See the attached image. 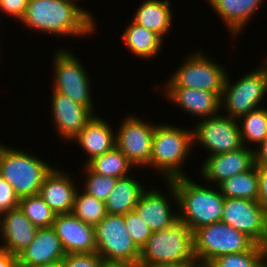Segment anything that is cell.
I'll list each match as a JSON object with an SVG mask.
<instances>
[{
	"mask_svg": "<svg viewBox=\"0 0 267 267\" xmlns=\"http://www.w3.org/2000/svg\"><path fill=\"white\" fill-rule=\"evenodd\" d=\"M90 11L73 0H28L20 20L27 28L61 37H84L95 33L97 24Z\"/></svg>",
	"mask_w": 267,
	"mask_h": 267,
	"instance_id": "cell-1",
	"label": "cell"
},
{
	"mask_svg": "<svg viewBox=\"0 0 267 267\" xmlns=\"http://www.w3.org/2000/svg\"><path fill=\"white\" fill-rule=\"evenodd\" d=\"M175 186L179 208L178 218L185 222L192 232L198 228L221 222L225 197L217 186L215 189L202 186L191 178L171 180Z\"/></svg>",
	"mask_w": 267,
	"mask_h": 267,
	"instance_id": "cell-2",
	"label": "cell"
},
{
	"mask_svg": "<svg viewBox=\"0 0 267 267\" xmlns=\"http://www.w3.org/2000/svg\"><path fill=\"white\" fill-rule=\"evenodd\" d=\"M192 146L194 147L190 129L176 127L173 124H157L148 166L161 173L165 183L176 178L187 177L182 166L193 151Z\"/></svg>",
	"mask_w": 267,
	"mask_h": 267,
	"instance_id": "cell-3",
	"label": "cell"
},
{
	"mask_svg": "<svg viewBox=\"0 0 267 267\" xmlns=\"http://www.w3.org/2000/svg\"><path fill=\"white\" fill-rule=\"evenodd\" d=\"M155 263L197 266L193 232L185 222L178 219L167 229L152 232L146 245L141 249L138 265Z\"/></svg>",
	"mask_w": 267,
	"mask_h": 267,
	"instance_id": "cell-4",
	"label": "cell"
},
{
	"mask_svg": "<svg viewBox=\"0 0 267 267\" xmlns=\"http://www.w3.org/2000/svg\"><path fill=\"white\" fill-rule=\"evenodd\" d=\"M52 168L34 154L2 144L0 176L19 198L39 194L44 178Z\"/></svg>",
	"mask_w": 267,
	"mask_h": 267,
	"instance_id": "cell-5",
	"label": "cell"
},
{
	"mask_svg": "<svg viewBox=\"0 0 267 267\" xmlns=\"http://www.w3.org/2000/svg\"><path fill=\"white\" fill-rule=\"evenodd\" d=\"M194 255L198 267L215 258L249 251L256 243L246 234L223 222L202 226L193 232Z\"/></svg>",
	"mask_w": 267,
	"mask_h": 267,
	"instance_id": "cell-6",
	"label": "cell"
},
{
	"mask_svg": "<svg viewBox=\"0 0 267 267\" xmlns=\"http://www.w3.org/2000/svg\"><path fill=\"white\" fill-rule=\"evenodd\" d=\"M96 253L105 263L138 266L141 250L125 225V215L106 214L95 226Z\"/></svg>",
	"mask_w": 267,
	"mask_h": 267,
	"instance_id": "cell-7",
	"label": "cell"
},
{
	"mask_svg": "<svg viewBox=\"0 0 267 267\" xmlns=\"http://www.w3.org/2000/svg\"><path fill=\"white\" fill-rule=\"evenodd\" d=\"M266 62V63H265ZM231 84L229 74L221 96V110L226 116L238 120L257 108L267 94V61ZM262 67V68H261ZM223 107V108H222Z\"/></svg>",
	"mask_w": 267,
	"mask_h": 267,
	"instance_id": "cell-8",
	"label": "cell"
},
{
	"mask_svg": "<svg viewBox=\"0 0 267 267\" xmlns=\"http://www.w3.org/2000/svg\"><path fill=\"white\" fill-rule=\"evenodd\" d=\"M179 68L169 76L165 87H186L204 90L222 96L227 78V70L219 62L204 56L203 52L195 51L187 56Z\"/></svg>",
	"mask_w": 267,
	"mask_h": 267,
	"instance_id": "cell-9",
	"label": "cell"
},
{
	"mask_svg": "<svg viewBox=\"0 0 267 267\" xmlns=\"http://www.w3.org/2000/svg\"><path fill=\"white\" fill-rule=\"evenodd\" d=\"M53 57V91H57L67 97L73 102L88 107L94 114V103L91 98V81L86 73V69L68 49H61L55 51Z\"/></svg>",
	"mask_w": 267,
	"mask_h": 267,
	"instance_id": "cell-10",
	"label": "cell"
},
{
	"mask_svg": "<svg viewBox=\"0 0 267 267\" xmlns=\"http://www.w3.org/2000/svg\"><path fill=\"white\" fill-rule=\"evenodd\" d=\"M226 115L199 119L192 128L193 144L197 141L210 155L232 152L244 147L239 123Z\"/></svg>",
	"mask_w": 267,
	"mask_h": 267,
	"instance_id": "cell-11",
	"label": "cell"
},
{
	"mask_svg": "<svg viewBox=\"0 0 267 267\" xmlns=\"http://www.w3.org/2000/svg\"><path fill=\"white\" fill-rule=\"evenodd\" d=\"M221 222L246 234L256 244L267 247V213L258 201L225 198Z\"/></svg>",
	"mask_w": 267,
	"mask_h": 267,
	"instance_id": "cell-12",
	"label": "cell"
},
{
	"mask_svg": "<svg viewBox=\"0 0 267 267\" xmlns=\"http://www.w3.org/2000/svg\"><path fill=\"white\" fill-rule=\"evenodd\" d=\"M156 124L138 118H124L116 132V147L135 167H148L152 155L153 134Z\"/></svg>",
	"mask_w": 267,
	"mask_h": 267,
	"instance_id": "cell-13",
	"label": "cell"
},
{
	"mask_svg": "<svg viewBox=\"0 0 267 267\" xmlns=\"http://www.w3.org/2000/svg\"><path fill=\"white\" fill-rule=\"evenodd\" d=\"M167 186H169L170 198L160 190L157 191L158 189H146L134 209L152 232L167 229L179 219L178 213L171 211L173 206L169 201L172 198L173 202L177 203L175 186L171 181H167Z\"/></svg>",
	"mask_w": 267,
	"mask_h": 267,
	"instance_id": "cell-14",
	"label": "cell"
},
{
	"mask_svg": "<svg viewBox=\"0 0 267 267\" xmlns=\"http://www.w3.org/2000/svg\"><path fill=\"white\" fill-rule=\"evenodd\" d=\"M248 147L208 156L200 167L201 176L206 182L218 186L224 180L252 169L255 166V150Z\"/></svg>",
	"mask_w": 267,
	"mask_h": 267,
	"instance_id": "cell-15",
	"label": "cell"
},
{
	"mask_svg": "<svg viewBox=\"0 0 267 267\" xmlns=\"http://www.w3.org/2000/svg\"><path fill=\"white\" fill-rule=\"evenodd\" d=\"M52 228L66 254L96 252L95 227L72 213L56 214Z\"/></svg>",
	"mask_w": 267,
	"mask_h": 267,
	"instance_id": "cell-16",
	"label": "cell"
},
{
	"mask_svg": "<svg viewBox=\"0 0 267 267\" xmlns=\"http://www.w3.org/2000/svg\"><path fill=\"white\" fill-rule=\"evenodd\" d=\"M51 98L54 129L62 139L72 141L95 114L57 91H52Z\"/></svg>",
	"mask_w": 267,
	"mask_h": 267,
	"instance_id": "cell-17",
	"label": "cell"
},
{
	"mask_svg": "<svg viewBox=\"0 0 267 267\" xmlns=\"http://www.w3.org/2000/svg\"><path fill=\"white\" fill-rule=\"evenodd\" d=\"M159 90L169 102L192 116L204 119L221 111V97L216 93L186 87H161Z\"/></svg>",
	"mask_w": 267,
	"mask_h": 267,
	"instance_id": "cell-18",
	"label": "cell"
},
{
	"mask_svg": "<svg viewBox=\"0 0 267 267\" xmlns=\"http://www.w3.org/2000/svg\"><path fill=\"white\" fill-rule=\"evenodd\" d=\"M38 229L19 207L3 212L0 214V248L18 255L33 241Z\"/></svg>",
	"mask_w": 267,
	"mask_h": 267,
	"instance_id": "cell-19",
	"label": "cell"
},
{
	"mask_svg": "<svg viewBox=\"0 0 267 267\" xmlns=\"http://www.w3.org/2000/svg\"><path fill=\"white\" fill-rule=\"evenodd\" d=\"M66 253L52 227L39 228L33 241L18 255V267H35L62 260Z\"/></svg>",
	"mask_w": 267,
	"mask_h": 267,
	"instance_id": "cell-20",
	"label": "cell"
},
{
	"mask_svg": "<svg viewBox=\"0 0 267 267\" xmlns=\"http://www.w3.org/2000/svg\"><path fill=\"white\" fill-rule=\"evenodd\" d=\"M73 182L68 173L56 168L44 178L39 194L56 214L71 213L78 188Z\"/></svg>",
	"mask_w": 267,
	"mask_h": 267,
	"instance_id": "cell-21",
	"label": "cell"
},
{
	"mask_svg": "<svg viewBox=\"0 0 267 267\" xmlns=\"http://www.w3.org/2000/svg\"><path fill=\"white\" fill-rule=\"evenodd\" d=\"M72 141L77 142L89 156L87 163L116 146V133L107 120L95 115Z\"/></svg>",
	"mask_w": 267,
	"mask_h": 267,
	"instance_id": "cell-22",
	"label": "cell"
},
{
	"mask_svg": "<svg viewBox=\"0 0 267 267\" xmlns=\"http://www.w3.org/2000/svg\"><path fill=\"white\" fill-rule=\"evenodd\" d=\"M265 0H207L224 21L232 37H237Z\"/></svg>",
	"mask_w": 267,
	"mask_h": 267,
	"instance_id": "cell-23",
	"label": "cell"
},
{
	"mask_svg": "<svg viewBox=\"0 0 267 267\" xmlns=\"http://www.w3.org/2000/svg\"><path fill=\"white\" fill-rule=\"evenodd\" d=\"M170 8L169 0H145L134 13L132 21L163 39L171 30L173 12Z\"/></svg>",
	"mask_w": 267,
	"mask_h": 267,
	"instance_id": "cell-24",
	"label": "cell"
},
{
	"mask_svg": "<svg viewBox=\"0 0 267 267\" xmlns=\"http://www.w3.org/2000/svg\"><path fill=\"white\" fill-rule=\"evenodd\" d=\"M146 189L131 175L118 178L114 189L105 201L108 214L125 215L133 211Z\"/></svg>",
	"mask_w": 267,
	"mask_h": 267,
	"instance_id": "cell-25",
	"label": "cell"
},
{
	"mask_svg": "<svg viewBox=\"0 0 267 267\" xmlns=\"http://www.w3.org/2000/svg\"><path fill=\"white\" fill-rule=\"evenodd\" d=\"M122 39L131 53L146 60L156 57L161 51L164 41L155 32L139 26L132 20L123 31Z\"/></svg>",
	"mask_w": 267,
	"mask_h": 267,
	"instance_id": "cell-26",
	"label": "cell"
},
{
	"mask_svg": "<svg viewBox=\"0 0 267 267\" xmlns=\"http://www.w3.org/2000/svg\"><path fill=\"white\" fill-rule=\"evenodd\" d=\"M256 165L245 172L232 176L218 185L225 198L258 200L259 185Z\"/></svg>",
	"mask_w": 267,
	"mask_h": 267,
	"instance_id": "cell-27",
	"label": "cell"
},
{
	"mask_svg": "<svg viewBox=\"0 0 267 267\" xmlns=\"http://www.w3.org/2000/svg\"><path fill=\"white\" fill-rule=\"evenodd\" d=\"M85 166L94 173L113 178L126 177L135 168L116 146L103 155L92 158Z\"/></svg>",
	"mask_w": 267,
	"mask_h": 267,
	"instance_id": "cell-28",
	"label": "cell"
},
{
	"mask_svg": "<svg viewBox=\"0 0 267 267\" xmlns=\"http://www.w3.org/2000/svg\"><path fill=\"white\" fill-rule=\"evenodd\" d=\"M267 247L255 244L249 251L221 255L206 267H265Z\"/></svg>",
	"mask_w": 267,
	"mask_h": 267,
	"instance_id": "cell-29",
	"label": "cell"
},
{
	"mask_svg": "<svg viewBox=\"0 0 267 267\" xmlns=\"http://www.w3.org/2000/svg\"><path fill=\"white\" fill-rule=\"evenodd\" d=\"M237 121L244 146L251 142L259 146L267 138V108L260 106Z\"/></svg>",
	"mask_w": 267,
	"mask_h": 267,
	"instance_id": "cell-30",
	"label": "cell"
},
{
	"mask_svg": "<svg viewBox=\"0 0 267 267\" xmlns=\"http://www.w3.org/2000/svg\"><path fill=\"white\" fill-rule=\"evenodd\" d=\"M77 189L71 213L84 223L96 226L107 214L105 202Z\"/></svg>",
	"mask_w": 267,
	"mask_h": 267,
	"instance_id": "cell-31",
	"label": "cell"
},
{
	"mask_svg": "<svg viewBox=\"0 0 267 267\" xmlns=\"http://www.w3.org/2000/svg\"><path fill=\"white\" fill-rule=\"evenodd\" d=\"M19 208L37 228L52 227L56 212L48 206L40 194L19 198Z\"/></svg>",
	"mask_w": 267,
	"mask_h": 267,
	"instance_id": "cell-32",
	"label": "cell"
},
{
	"mask_svg": "<svg viewBox=\"0 0 267 267\" xmlns=\"http://www.w3.org/2000/svg\"><path fill=\"white\" fill-rule=\"evenodd\" d=\"M83 167L87 177L82 191L105 202L114 189L118 178L99 175L90 171L85 165Z\"/></svg>",
	"mask_w": 267,
	"mask_h": 267,
	"instance_id": "cell-33",
	"label": "cell"
},
{
	"mask_svg": "<svg viewBox=\"0 0 267 267\" xmlns=\"http://www.w3.org/2000/svg\"><path fill=\"white\" fill-rule=\"evenodd\" d=\"M125 225L133 242L141 250L152 234L149 226L140 218L135 210L125 214Z\"/></svg>",
	"mask_w": 267,
	"mask_h": 267,
	"instance_id": "cell-34",
	"label": "cell"
},
{
	"mask_svg": "<svg viewBox=\"0 0 267 267\" xmlns=\"http://www.w3.org/2000/svg\"><path fill=\"white\" fill-rule=\"evenodd\" d=\"M104 260L96 253H71L62 259V267H102Z\"/></svg>",
	"mask_w": 267,
	"mask_h": 267,
	"instance_id": "cell-35",
	"label": "cell"
},
{
	"mask_svg": "<svg viewBox=\"0 0 267 267\" xmlns=\"http://www.w3.org/2000/svg\"><path fill=\"white\" fill-rule=\"evenodd\" d=\"M19 207V197L13 187L0 176V214Z\"/></svg>",
	"mask_w": 267,
	"mask_h": 267,
	"instance_id": "cell-36",
	"label": "cell"
},
{
	"mask_svg": "<svg viewBox=\"0 0 267 267\" xmlns=\"http://www.w3.org/2000/svg\"><path fill=\"white\" fill-rule=\"evenodd\" d=\"M28 0H0V12H3L20 22L25 14Z\"/></svg>",
	"mask_w": 267,
	"mask_h": 267,
	"instance_id": "cell-37",
	"label": "cell"
},
{
	"mask_svg": "<svg viewBox=\"0 0 267 267\" xmlns=\"http://www.w3.org/2000/svg\"><path fill=\"white\" fill-rule=\"evenodd\" d=\"M258 174V203L267 213V165H256Z\"/></svg>",
	"mask_w": 267,
	"mask_h": 267,
	"instance_id": "cell-38",
	"label": "cell"
},
{
	"mask_svg": "<svg viewBox=\"0 0 267 267\" xmlns=\"http://www.w3.org/2000/svg\"><path fill=\"white\" fill-rule=\"evenodd\" d=\"M0 267H18V257L5 250H0Z\"/></svg>",
	"mask_w": 267,
	"mask_h": 267,
	"instance_id": "cell-39",
	"label": "cell"
},
{
	"mask_svg": "<svg viewBox=\"0 0 267 267\" xmlns=\"http://www.w3.org/2000/svg\"><path fill=\"white\" fill-rule=\"evenodd\" d=\"M255 150V165H267V138Z\"/></svg>",
	"mask_w": 267,
	"mask_h": 267,
	"instance_id": "cell-40",
	"label": "cell"
},
{
	"mask_svg": "<svg viewBox=\"0 0 267 267\" xmlns=\"http://www.w3.org/2000/svg\"><path fill=\"white\" fill-rule=\"evenodd\" d=\"M137 267H198V266H188L187 264H180V263H155V264L138 265Z\"/></svg>",
	"mask_w": 267,
	"mask_h": 267,
	"instance_id": "cell-41",
	"label": "cell"
},
{
	"mask_svg": "<svg viewBox=\"0 0 267 267\" xmlns=\"http://www.w3.org/2000/svg\"><path fill=\"white\" fill-rule=\"evenodd\" d=\"M102 267H137L128 264L104 263Z\"/></svg>",
	"mask_w": 267,
	"mask_h": 267,
	"instance_id": "cell-42",
	"label": "cell"
},
{
	"mask_svg": "<svg viewBox=\"0 0 267 267\" xmlns=\"http://www.w3.org/2000/svg\"><path fill=\"white\" fill-rule=\"evenodd\" d=\"M35 267H62V260L53 262V263H49V264H43L40 266H35Z\"/></svg>",
	"mask_w": 267,
	"mask_h": 267,
	"instance_id": "cell-43",
	"label": "cell"
},
{
	"mask_svg": "<svg viewBox=\"0 0 267 267\" xmlns=\"http://www.w3.org/2000/svg\"><path fill=\"white\" fill-rule=\"evenodd\" d=\"M2 143H0V163H1Z\"/></svg>",
	"mask_w": 267,
	"mask_h": 267,
	"instance_id": "cell-44",
	"label": "cell"
}]
</instances>
